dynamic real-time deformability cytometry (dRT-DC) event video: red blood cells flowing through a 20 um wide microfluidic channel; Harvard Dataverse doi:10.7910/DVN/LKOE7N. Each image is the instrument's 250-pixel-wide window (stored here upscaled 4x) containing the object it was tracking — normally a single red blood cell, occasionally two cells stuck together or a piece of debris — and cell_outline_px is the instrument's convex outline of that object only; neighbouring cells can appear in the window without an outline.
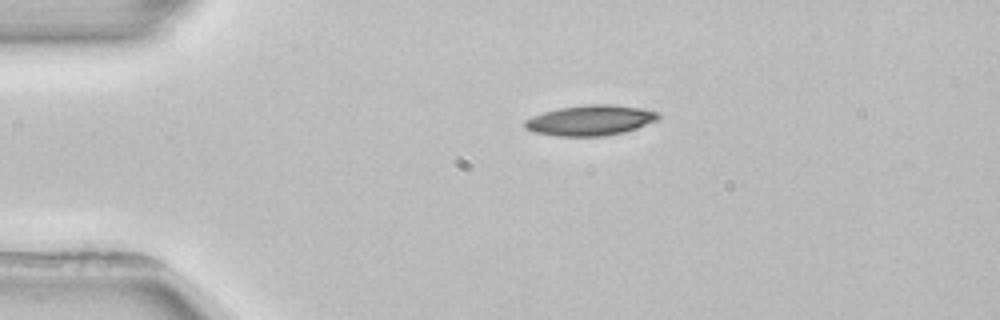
{"species": "common noctule bat (a hibernating species)", "species_latin": "Nyctalus noctula", "temperature_condition": "room temperature", "stored_images_in_passage": 2, "camera_frame_rate_fps": 3000, "um_per_image_px": 0.085, "animal": {"sex": "female", "body_mass_g": 22.7, "forearm_length_mm": 54.2}, "frame": {"image": 1, "passage_image": 1, "time_ms": 0.0, "image_size_px": [1000, 320], "cell_outline_px": [[660, 120], [624, 132], [604, 136], [556, 136], [532, 132], [524, 128], [524, 120], [532, 116], [544, 112], [560, 108], [588, 104], [612, 104], [640, 108], [660, 112]], "centroid_in_image_um": [50.19, 10.23], "position_along_channel_um": 34.8, "area_um2": 23.81}}